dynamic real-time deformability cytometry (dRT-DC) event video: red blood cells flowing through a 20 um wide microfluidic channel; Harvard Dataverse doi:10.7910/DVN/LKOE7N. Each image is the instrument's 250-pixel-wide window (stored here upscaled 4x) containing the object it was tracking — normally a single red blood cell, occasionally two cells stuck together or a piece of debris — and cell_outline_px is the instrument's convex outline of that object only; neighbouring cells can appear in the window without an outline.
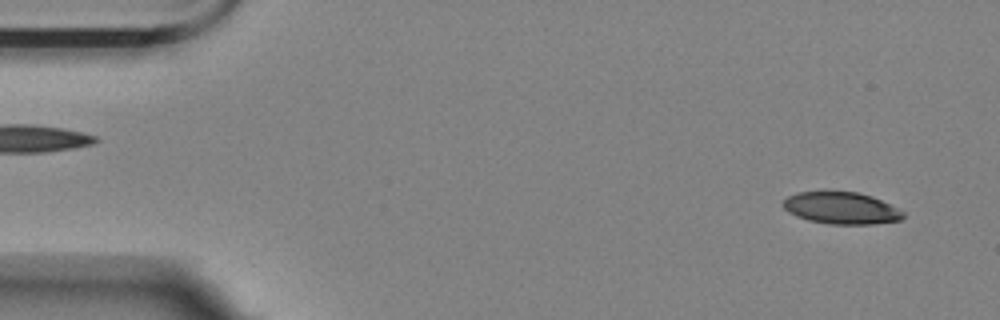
{"species": "Egyptian fruit bat (a non-hibernating species)", "species_latin": "Rousettus aegyptiacus", "temperature_condition": "room temperature", "stored_images_in_passage": 17, "camera_frame_rate_fps": 3000, "um_per_image_px": 0.085, "animal": {"sex": "female"}, "frame": {"image": 1, "passage_image": 3, "time_ms": 0.667, "image_size_px": [1000, 320], "cell_outline_px": [[904, 216], [900, 220], [872, 224], [828, 224], [808, 220], [796, 216], [788, 212], [780, 204], [788, 196], [796, 192], [824, 188], [856, 192], [872, 196], [904, 212]], "centroid_in_image_um": [71.41, 17.64], "position_along_channel_um": 13.6, "area_um2": 23.06}}
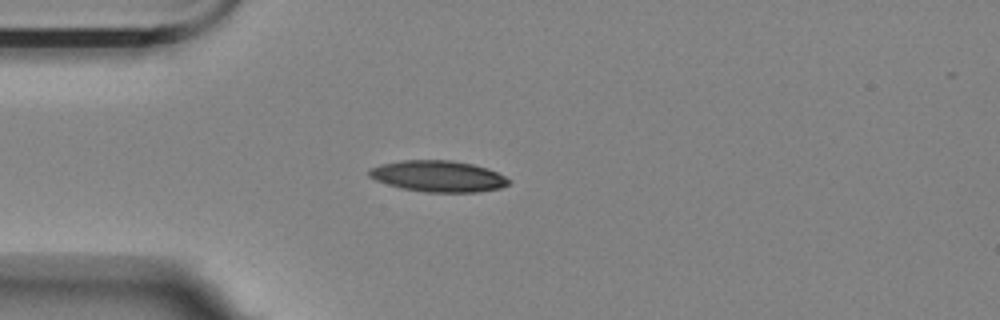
{"frame": {"image": 2, "passage_image": 14, "time_ms": 4.333, "image_size_px": [1000, 320], "cell_outline_px": [[512, 180], [508, 184], [500, 188], [480, 192], [424, 192], [400, 188], [376, 180], [368, 176], [368, 168], [380, 164], [400, 160], [452, 160], [472, 164], [488, 168]], "centroid_in_image_um": [37.23, 14.98], "position_along_channel_um": 47.8, "area_um2": 25.61}}